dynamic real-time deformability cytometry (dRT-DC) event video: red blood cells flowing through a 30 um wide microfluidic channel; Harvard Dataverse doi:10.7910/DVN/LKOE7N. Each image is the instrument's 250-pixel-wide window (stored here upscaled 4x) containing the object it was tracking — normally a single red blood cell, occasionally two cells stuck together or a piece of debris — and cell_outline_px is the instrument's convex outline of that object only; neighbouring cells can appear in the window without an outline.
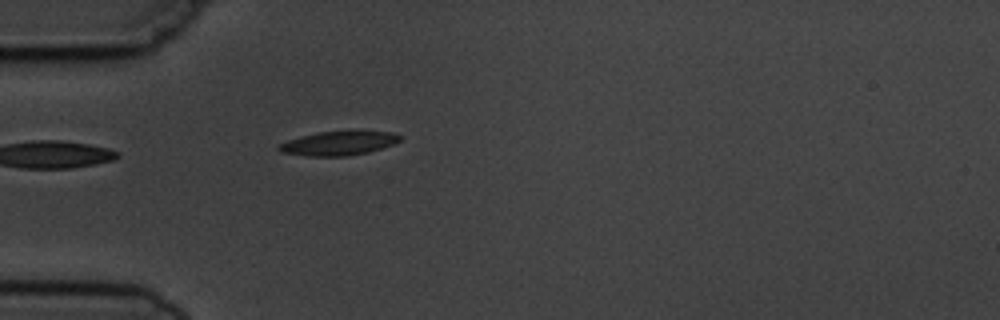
{"species": "common noctule bat (a hibernating species)", "species_latin": "Nyctalus noctula", "temperature_condition": "cold", "stored_images_in_passage": 3, "camera_frame_rate_fps": 3000, "um_per_image_px": 0.085, "animal": {"sex": "male", "body_mass_g": 19.5, "forearm_length_mm": 54.6}, "frame": {"image": 1, "passage_image": 3, "time_ms": 2.333, "image_size_px": [1000, 320], "cell_outline_px": [[400, 140], [392, 144], [368, 152], [344, 156], [304, 156], [280, 152], [276, 148], [280, 144], [288, 140], [300, 136], [316, 132], [392, 132], [400, 136]], "centroid_in_image_um": [28.69, 12.19], "position_along_channel_um": 56.3, "area_um2": 16.59}}